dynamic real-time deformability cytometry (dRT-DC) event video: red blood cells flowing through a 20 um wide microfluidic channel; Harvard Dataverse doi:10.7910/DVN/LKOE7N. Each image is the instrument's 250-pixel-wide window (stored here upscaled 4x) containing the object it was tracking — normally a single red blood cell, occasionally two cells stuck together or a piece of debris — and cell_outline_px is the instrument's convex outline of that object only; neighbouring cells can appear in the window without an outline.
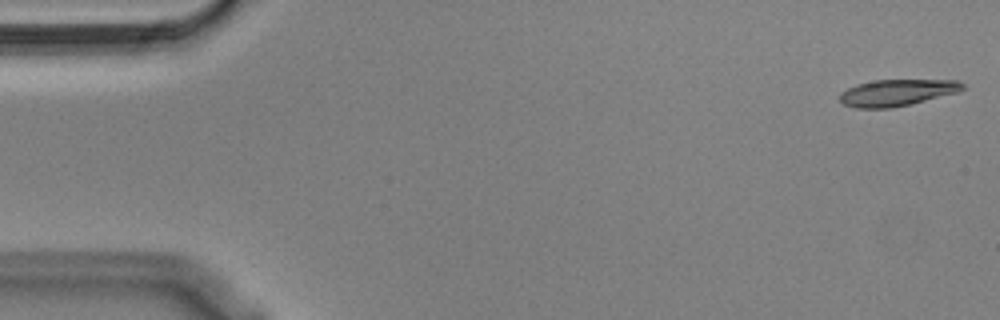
{"species": "Egyptian fruit bat (a non-hibernating species)", "species_latin": "Rousettus aegyptiacus", "temperature_condition": "cold", "stored_images_in_passage": 49, "camera_frame_rate_fps": 3000, "um_per_image_px": 0.085, "animal": {"sex": "male"}, "frame": {"image": 1, "passage_image": 1, "time_ms": 0.0, "image_size_px": [1000, 320], "cell_outline_px": [[964, 88], [956, 92], [912, 104], [888, 108], [856, 108], [844, 104], [840, 100], [840, 92], [856, 84], [876, 80], [956, 80], [964, 84]], "centroid_in_image_um": [76.21, 7.87], "position_along_channel_um": 8.8, "area_um2": 18.84}}
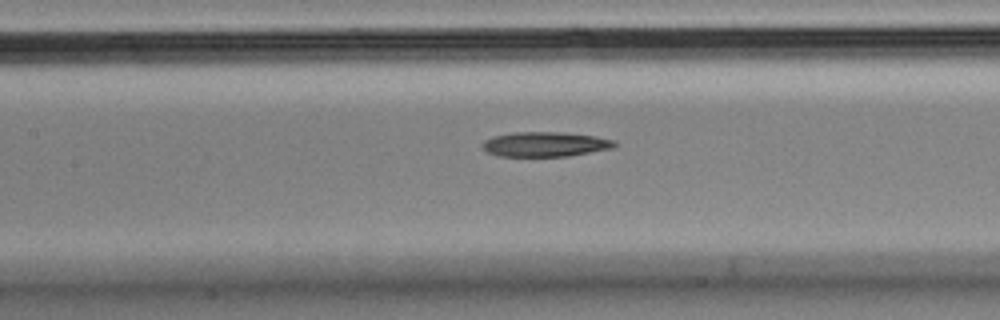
{"frame": {"image": 2, "passage_image": 24, "time_ms": 7.667, "image_size_px": [1000, 320], "cell_outline_px": [[620, 144], [612, 148], [568, 156], [496, 156], [488, 152], [480, 144], [484, 140], [492, 136], [516, 132], [564, 132], [596, 136], [616, 140]], "centroid_in_image_um": [46.36, 12.25], "position_along_channel_um": 161.0, "area_um2": 19.25}}
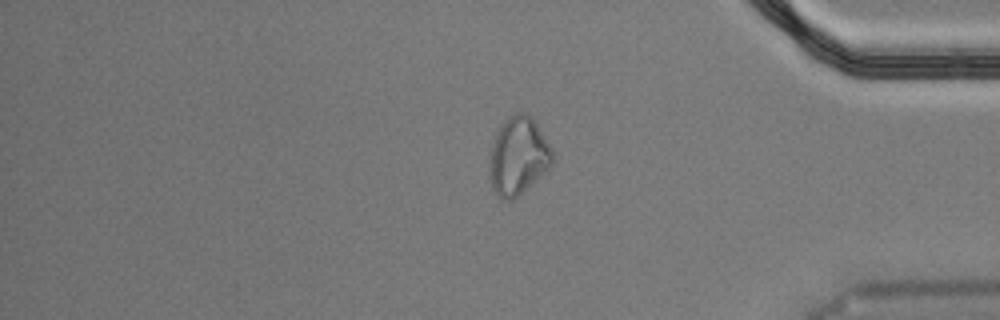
{"frame": {"image": 3, "passage_image": 45, "time_ms": 14.667, "image_size_px": [1000, 320], "cell_outline_px": [[556, 160], [536, 180], [512, 200], [500, 200], [496, 196], [492, 188], [488, 172], [492, 144], [496, 132], [504, 120], [508, 116], [516, 112], [524, 112], [536, 124], [556, 156]], "centroid_in_image_um": [44.02, 13.29], "position_along_channel_um": 391.2, "area_um2": 28.55}}